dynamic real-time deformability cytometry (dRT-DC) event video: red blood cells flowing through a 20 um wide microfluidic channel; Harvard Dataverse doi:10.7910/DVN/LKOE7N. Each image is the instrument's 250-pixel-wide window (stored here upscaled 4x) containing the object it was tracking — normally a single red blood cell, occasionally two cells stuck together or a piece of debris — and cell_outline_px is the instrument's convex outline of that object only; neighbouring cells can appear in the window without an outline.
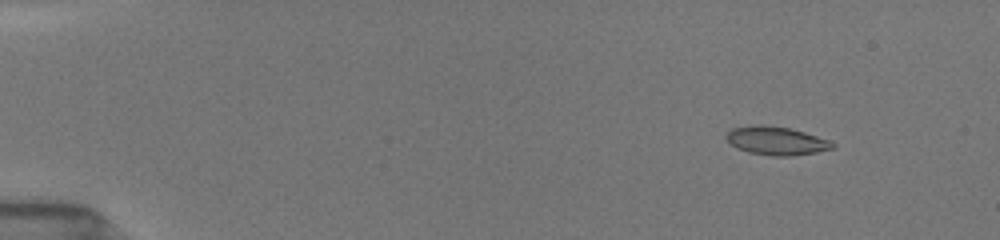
{"species": "common noctule bat (a hibernating species)", "species_latin": "Nyctalus noctula", "temperature_condition": "room temperature", "stored_images_in_passage": 24, "camera_frame_rate_fps": 3000, "um_per_image_px": 0.085, "animal": {"sex": "female", "body_mass_g": 19.5, "forearm_length_mm": 54.1}, "frame": {"image": 1, "passage_image": 6, "time_ms": 2.0, "image_size_px": [1000, 240], "cell_outline_px": [[836, 148], [816, 152], [792, 156], [772, 156], [748, 152], [736, 148], [724, 136], [732, 128], [752, 124], [760, 124], [788, 128], [804, 132], [828, 140], [836, 144]], "centroid_in_image_um": [65.98, 11.97], "position_along_channel_um": 19.0, "area_um2": 17.63}}
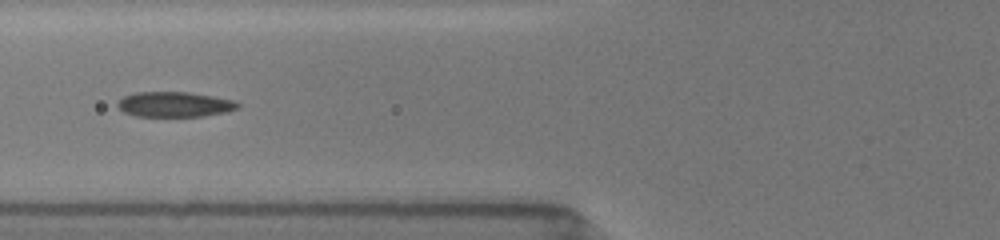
{"frame": {"image": 2, "passage_image": 19, "time_ms": 7.333, "image_size_px": [1000, 240], "cell_outline_px": [[240, 108], [228, 112], [204, 116], [136, 116], [124, 112], [116, 104], [124, 96], [136, 92], [188, 92], [236, 100], [240, 104]], "centroid_in_image_um": [14.9, 8.87], "position_along_channel_um": 110.9, "area_um2": 17.69}}
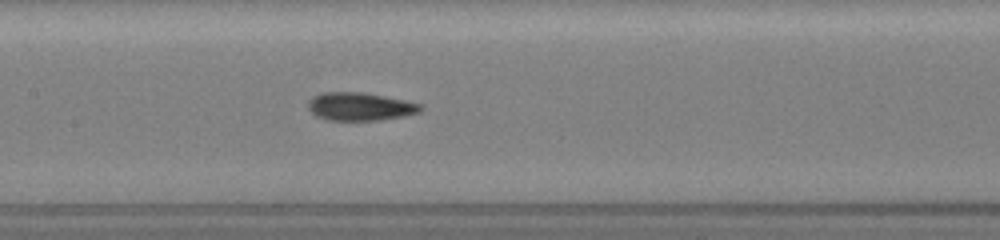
{"frame": {"image": 3, "passage_image": 24, "time_ms": 9.0, "image_size_px": [1000, 240], "cell_outline_px": [[424, 108], [420, 112], [404, 116], [380, 120], [328, 120], [316, 116], [308, 108], [308, 100], [312, 96], [320, 92], [364, 92], [424, 104]], "centroid_in_image_um": [30.61, 9.05], "position_along_channel_um": 176.8, "area_um2": 18.61}}